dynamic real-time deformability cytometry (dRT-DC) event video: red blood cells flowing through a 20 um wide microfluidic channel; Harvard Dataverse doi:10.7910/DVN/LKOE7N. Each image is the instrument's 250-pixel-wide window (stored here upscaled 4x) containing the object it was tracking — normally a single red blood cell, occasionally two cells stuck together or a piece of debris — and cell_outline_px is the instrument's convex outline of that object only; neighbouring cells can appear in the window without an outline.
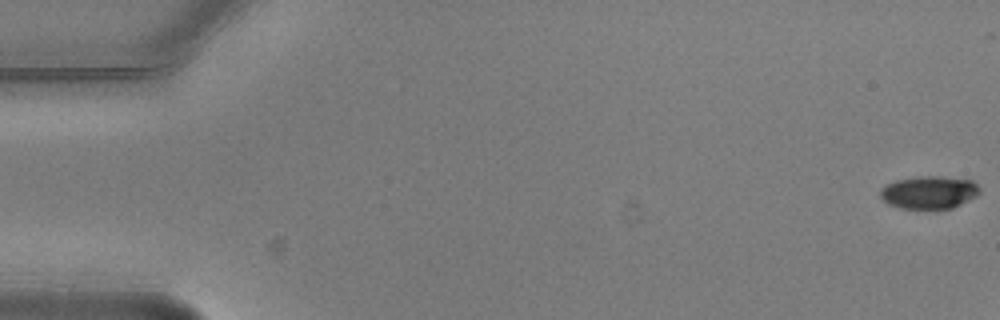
{"species": "common noctule bat (a hibernating species)", "species_latin": "Nyctalus noctula", "temperature_condition": "warm", "stored_images_in_passage": 4, "camera_frame_rate_fps": 3000, "um_per_image_px": 0.085, "animal": {"sex": "male", "body_mass_g": 20.5, "forearm_length_mm": 52.5}, "frame": {"image": 1, "passage_image": 1, "time_ms": 0.0, "image_size_px": [1000, 320], "cell_outline_px": [[980, 192], [976, 196], [952, 208], [900, 208], [888, 204], [880, 196], [880, 192], [888, 184], [896, 180], [916, 176], [940, 176], [972, 180], [980, 188]], "centroid_in_image_um": [78.99, 16.34], "position_along_channel_um": 6.0, "area_um2": 18.79}}